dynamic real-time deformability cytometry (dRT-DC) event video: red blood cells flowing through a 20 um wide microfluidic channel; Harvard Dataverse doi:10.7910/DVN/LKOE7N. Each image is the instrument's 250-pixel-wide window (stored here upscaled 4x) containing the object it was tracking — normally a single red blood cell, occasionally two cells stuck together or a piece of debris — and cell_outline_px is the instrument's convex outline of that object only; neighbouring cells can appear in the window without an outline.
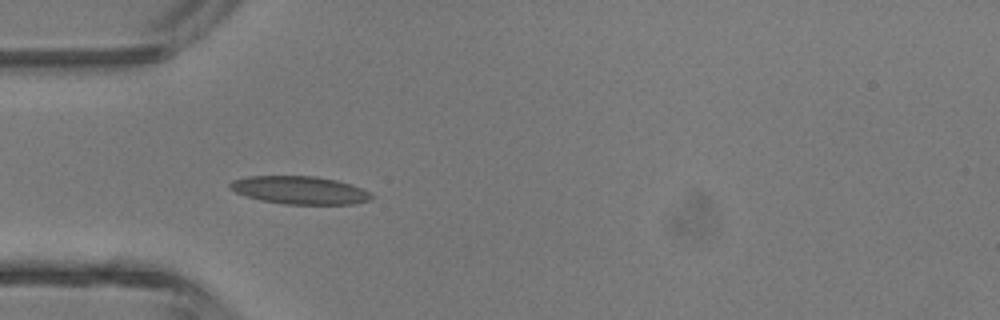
{"species": "common noctule bat (a hibernating species)", "species_latin": "Nyctalus noctula", "temperature_condition": "room temperature", "stored_images_in_passage": 4, "camera_frame_rate_fps": 3000, "um_per_image_px": 0.085, "animal": {"sex": "male", "body_mass_g": 13.3}, "frame": {"image": 1, "passage_image": 4, "time_ms": 3.667, "image_size_px": [1000, 320], "cell_outline_px": [[372, 200], [356, 204], [284, 204], [260, 200], [236, 192], [228, 188], [228, 184], [232, 180], [248, 176], [316, 176], [336, 180], [352, 184], [372, 192]], "centroid_in_image_um": [25.51, 16.16], "position_along_channel_um": 59.5, "area_um2": 23.24}}